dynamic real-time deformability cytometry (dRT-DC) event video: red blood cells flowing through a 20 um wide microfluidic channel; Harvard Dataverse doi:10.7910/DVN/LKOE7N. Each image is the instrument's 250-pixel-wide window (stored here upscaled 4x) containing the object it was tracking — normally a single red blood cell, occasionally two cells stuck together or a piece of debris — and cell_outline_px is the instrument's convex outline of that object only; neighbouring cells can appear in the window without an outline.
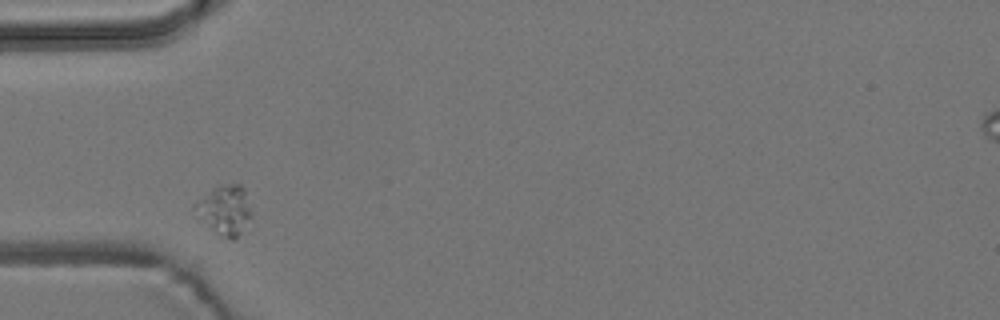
{"species": "common noctule bat (a hibernating species)", "species_latin": "Nyctalus noctula", "temperature_condition": "room temperature", "stored_images_in_passage": 2, "camera_frame_rate_fps": 3000, "um_per_image_px": 0.085, "animal": {"sex": "male", "body_mass_g": 19.2, "forearm_length_mm": 51.8}, "frame": {"image": 1, "passage_image": 1, "time_ms": 0.0, "image_size_px": [1000, 320], "cell_outline_px": [[248, 216], [240, 232], [232, 240], [228, 240], [200, 216], [192, 208], [192, 204], [212, 188], [220, 184], [240, 184], [244, 188], [248, 212]], "centroid_in_image_um": [19.04, 17.77], "position_along_channel_um": 66.0, "area_um2": 15.09}}
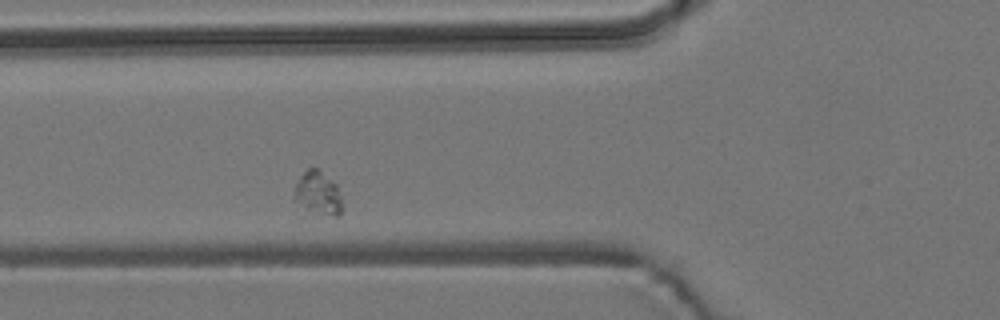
{"frame": {"image": 2, "passage_image": 2, "time_ms": 1.0, "image_size_px": [1000, 320], "cell_outline_px": [[344, 208], [340, 216], [332, 216], [308, 208], [292, 200], [292, 196], [296, 184], [300, 176], [308, 168], [316, 168], [332, 180], [336, 184]], "centroid_in_image_um": [27.04, 16.41], "position_along_channel_um": 98.8, "area_um2": 11.91}}